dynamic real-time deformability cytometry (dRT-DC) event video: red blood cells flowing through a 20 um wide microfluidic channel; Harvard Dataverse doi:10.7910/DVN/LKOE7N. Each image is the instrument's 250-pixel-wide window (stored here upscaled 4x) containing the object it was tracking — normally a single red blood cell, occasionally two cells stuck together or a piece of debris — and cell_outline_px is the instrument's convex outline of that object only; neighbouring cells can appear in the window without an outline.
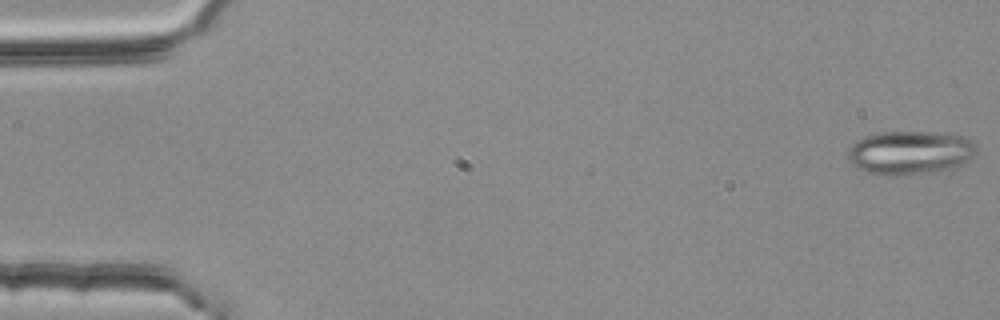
{"species": "common noctule bat (a hibernating species)", "species_latin": "Nyctalus noctula", "temperature_condition": "room temperature", "stored_images_in_passage": 17, "camera_frame_rate_fps": 3000, "um_per_image_px": 0.085, "animal": {"sex": "female", "body_mass_g": 25.1}, "frame": {"image": 1, "passage_image": 1, "time_ms": 0.0, "image_size_px": [1000, 320], "cell_outline_px": [[976, 156], [956, 168], [948, 172], [872, 172], [848, 160], [848, 148], [856, 140], [864, 136], [884, 132], [928, 132], [968, 136], [976, 144]], "centroid_in_image_um": [77.5, 12.92], "position_along_channel_um": 7.5, "area_um2": 32.02}}